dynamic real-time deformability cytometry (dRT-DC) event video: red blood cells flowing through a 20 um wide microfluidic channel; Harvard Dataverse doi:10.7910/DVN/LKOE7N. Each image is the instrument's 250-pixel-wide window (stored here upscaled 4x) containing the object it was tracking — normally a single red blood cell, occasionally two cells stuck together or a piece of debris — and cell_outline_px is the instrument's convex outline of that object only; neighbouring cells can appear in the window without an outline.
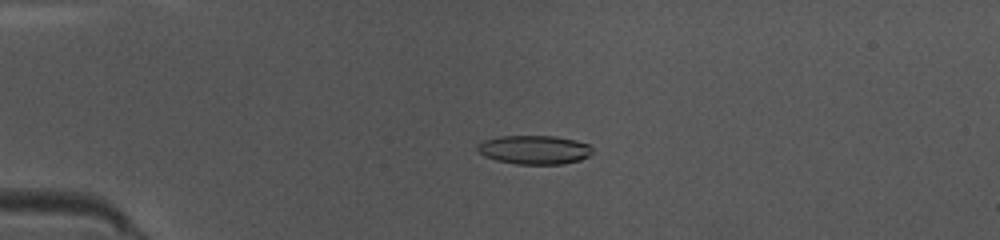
{"species": "common noctule bat (a hibernating species)", "species_latin": "Nyctalus noctula", "temperature_condition": "warm", "stored_images_in_passage": 49, "camera_frame_rate_fps": 3000, "um_per_image_px": 0.085, "animal": {"sex": "female", "body_mass_g": 10.0, "forearm_length_mm": 53.1}, "frame": {"image": 1, "passage_image": 12, "time_ms": 3.667, "image_size_px": [1000, 240], "cell_outline_px": [[592, 152], [588, 156], [580, 160], [564, 164], [516, 164], [496, 160], [484, 156], [476, 148], [476, 144], [484, 140], [500, 136], [556, 136], [576, 140], [588, 144], [592, 148]], "centroid_in_image_um": [45.41, 12.73], "position_along_channel_um": 39.6, "area_um2": 19.42}}
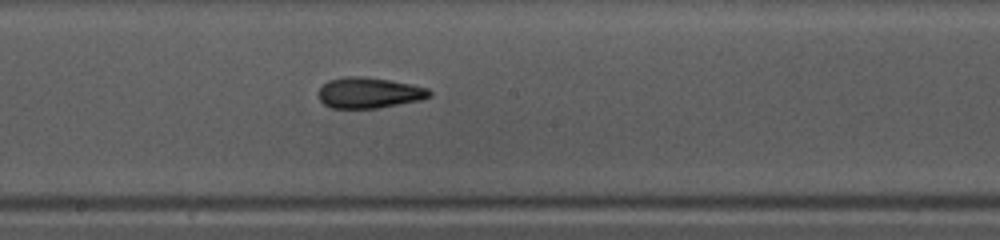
{"frame": {"image": 2, "passage_image": 27, "time_ms": 8.667, "image_size_px": [1000, 240], "cell_outline_px": [[432, 96], [420, 100], [376, 108], [332, 108], [324, 104], [320, 100], [320, 88], [328, 80], [344, 76], [364, 76], [412, 84], [428, 88], [432, 92]], "centroid_in_image_um": [31.39, 7.88], "position_along_channel_um": 216.8, "area_um2": 19.83}}
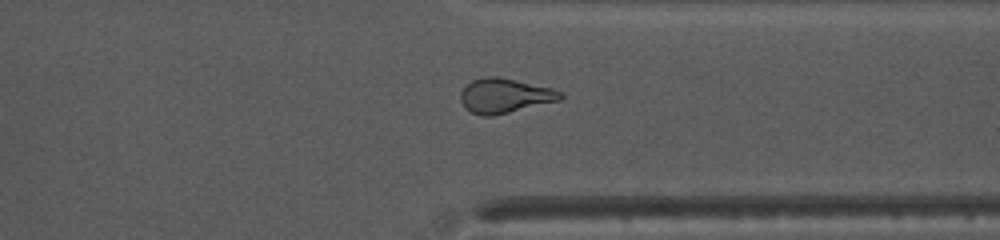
{"frame": {"image": 3, "passage_image": 38, "time_ms": 12.333, "image_size_px": [1000, 240], "cell_outline_px": [[564, 96], [560, 100], [492, 116], [480, 116], [464, 108], [460, 100], [460, 92], [472, 80], [488, 76], [496, 76], [552, 88], [560, 92]], "centroid_in_image_um": [42.87, 8.14], "position_along_channel_um": 368.5, "area_um2": 19.94}, "authors_computed_cell_mechanics": {"area_um2": 19.652, "velocity_mm_per_s": 4.1459, "shape_relaxation_time_tau1_ms": 6.519, "shape_relaxation_time_tau2_ms": 2.9009, "deformation_change_tau1": 0.2188, "deformation_change_tau2": 0.0719}}